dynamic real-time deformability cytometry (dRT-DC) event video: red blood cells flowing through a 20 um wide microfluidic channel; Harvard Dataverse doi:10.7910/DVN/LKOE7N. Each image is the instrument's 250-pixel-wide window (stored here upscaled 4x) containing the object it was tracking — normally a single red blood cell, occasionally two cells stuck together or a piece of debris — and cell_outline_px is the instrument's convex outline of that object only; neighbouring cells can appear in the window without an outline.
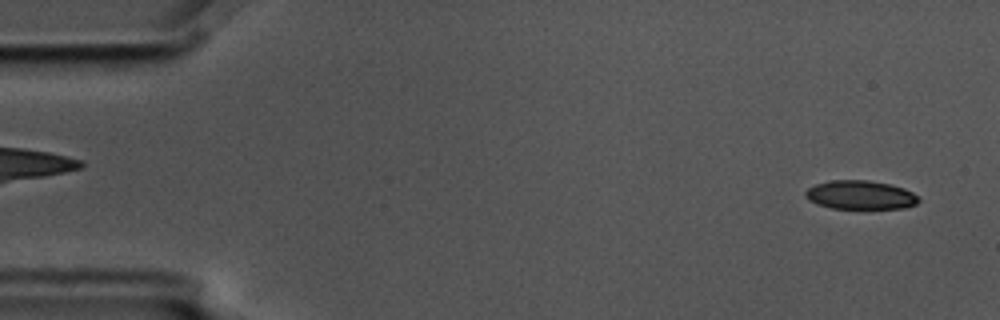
{"species": "common noctule bat (a hibernating species)", "species_latin": "Nyctalus noctula", "temperature_condition": "cold", "stored_images_in_passage": 4, "segment_of_instrument_passage": [2, 2], "camera_frame_rate_fps": 3000, "um_per_image_px": 0.085, "animal": {"sex": "male", "body_mass_g": 17.5, "forearm_length_mm": 52.3}, "frame": {"image": 1, "passage_image": 4, "time_ms": 1.0, "image_size_px": [1000, 320], "cell_outline_px": [[920, 200], [916, 204], [904, 208], [832, 208], [816, 204], [808, 200], [804, 196], [804, 192], [808, 188], [816, 184], [832, 180], [868, 180], [888, 184], [904, 188], [912, 192]], "centroid_in_image_um": [73.09, 16.57], "position_along_channel_um": 11.9, "area_um2": 18.9}}